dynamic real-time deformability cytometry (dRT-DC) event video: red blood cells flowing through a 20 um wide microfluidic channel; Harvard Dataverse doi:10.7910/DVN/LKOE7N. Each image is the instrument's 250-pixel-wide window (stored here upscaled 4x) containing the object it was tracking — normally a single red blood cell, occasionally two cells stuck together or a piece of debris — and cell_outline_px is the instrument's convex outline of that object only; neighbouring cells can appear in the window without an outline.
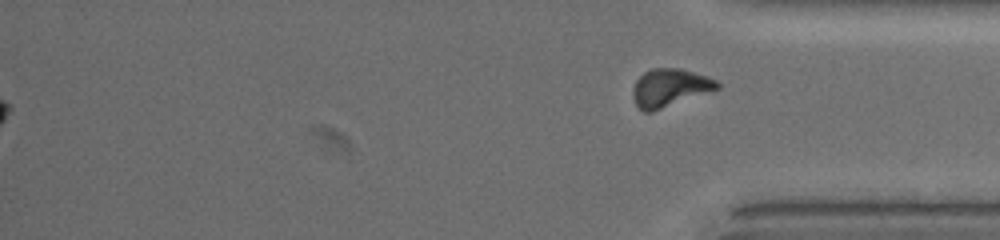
{"species": "common noctule bat (a hibernating species)", "species_latin": "Nyctalus noctula", "temperature_condition": "warm", "stored_images_in_passage": 17, "segment_of_instrument_passage": [2, 2], "camera_frame_rate_fps": 3000, "um_per_image_px": 0.085, "animal": {"sex": "female", "body_mass_g": 19.5, "forearm_length_mm": 54.1}, "frame": {"image": 1, "passage_image": 17, "time_ms": 12.333, "image_size_px": [1000, 240], "cell_outline_px": [[720, 88], [652, 112], [644, 112], [636, 104], [632, 96], [632, 88], [636, 80], [644, 72], [652, 68], [680, 68], [716, 80], [720, 84]], "centroid_in_image_um": [56.89, 7.46], "position_along_channel_um": 378.3, "area_um2": 18.5}}